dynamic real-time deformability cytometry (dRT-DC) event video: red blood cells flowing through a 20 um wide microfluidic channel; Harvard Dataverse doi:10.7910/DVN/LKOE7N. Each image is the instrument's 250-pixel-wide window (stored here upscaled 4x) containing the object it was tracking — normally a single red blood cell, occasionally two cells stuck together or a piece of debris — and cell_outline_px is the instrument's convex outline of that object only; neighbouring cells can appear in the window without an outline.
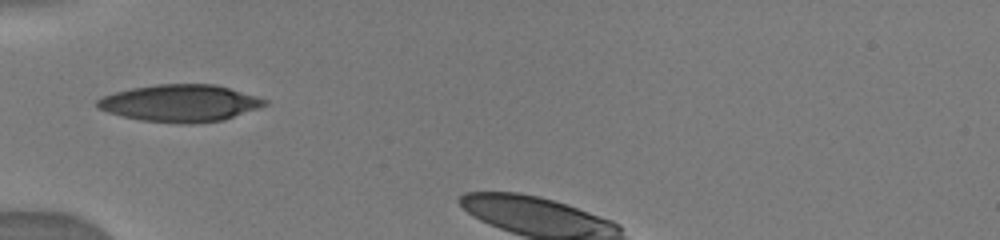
{"species": "human", "species_latin": "Homo sapiens", "temperature_condition": "warm", "stored_images_in_passage": 15, "camera_frame_rate_fps": 3000, "um_per_image_px": 0.085, "donor": {"sex": "male"}, "frame": {"image": 1, "passage_image": 1, "time_ms": 0.0, "image_size_px": [1000, 240], "cell_outline_px": [[268, 104], [224, 120], [192, 124], [176, 124], [140, 120], [108, 112], [96, 108], [96, 100], [104, 96], [116, 92], [132, 88], [156, 84], [216, 84], [256, 96], [268, 100]], "centroid_in_image_um": [15.31, 8.77], "position_along_channel_um": 69.7, "area_um2": 36.18}}
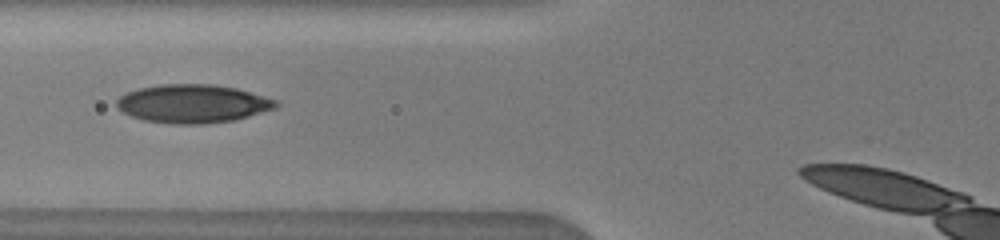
{"frame": {"image": 2, "passage_image": 4, "time_ms": 1.0, "image_size_px": [1000, 240], "cell_outline_px": [[280, 104], [276, 108], [248, 116], [232, 120], [204, 124], [172, 124], [144, 120], [132, 116], [116, 108], [116, 100], [120, 96], [128, 92], [140, 88], [160, 84], [212, 84], [236, 88], [280, 100]], "centroid_in_image_um": [16.41, 8.81], "position_along_channel_um": 109.4, "area_um2": 35.72}}
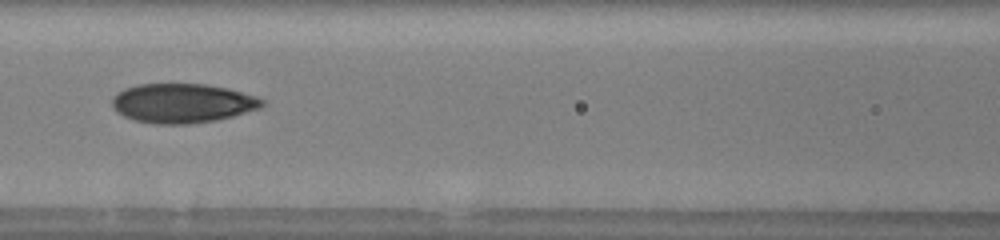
{"frame": {"image": 3, "passage_image": 7, "time_ms": 2.0, "image_size_px": [1000, 240], "cell_outline_px": [[268, 104], [260, 108], [232, 116], [216, 120], [188, 124], [152, 124], [136, 120], [124, 116], [116, 112], [112, 108], [112, 96], [116, 92], [124, 88], [140, 84], [204, 84], [228, 88], [256, 96], [264, 100]], "centroid_in_image_um": [15.49, 8.77], "position_along_channel_um": 151.1, "area_um2": 34.62}}